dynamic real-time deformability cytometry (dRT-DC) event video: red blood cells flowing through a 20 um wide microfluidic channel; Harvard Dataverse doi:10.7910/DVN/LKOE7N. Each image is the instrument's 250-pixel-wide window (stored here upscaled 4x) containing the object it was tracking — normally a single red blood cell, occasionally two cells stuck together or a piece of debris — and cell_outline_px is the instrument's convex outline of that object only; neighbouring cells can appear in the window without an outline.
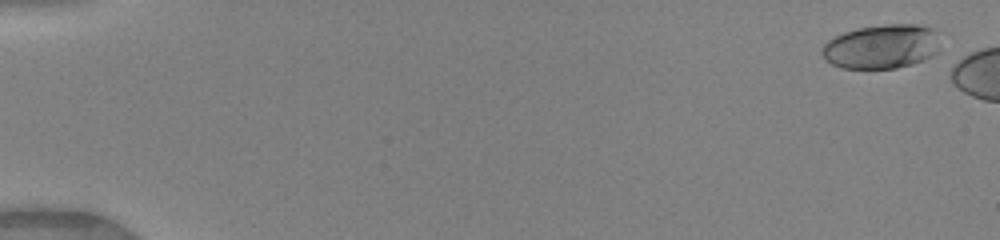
{"species": "human", "species_latin": "Homo sapiens", "temperature_condition": "warm", "stored_images_in_passage": 5, "camera_frame_rate_fps": 3000, "um_per_image_px": 0.085, "donor": {"sex": "female"}, "frame": {"image": 1, "passage_image": 1, "time_ms": 0.0, "image_size_px": [1000, 240], "cell_outline_px": [[936, 52], [932, 56], [924, 60], [912, 64], [896, 68], [840, 68], [824, 60], [824, 44], [828, 40], [844, 32], [860, 28], [884, 24], [916, 24], [932, 28]], "centroid_in_image_um": [74.87, 3.97], "position_along_channel_um": 10.1, "area_um2": 29.77}}